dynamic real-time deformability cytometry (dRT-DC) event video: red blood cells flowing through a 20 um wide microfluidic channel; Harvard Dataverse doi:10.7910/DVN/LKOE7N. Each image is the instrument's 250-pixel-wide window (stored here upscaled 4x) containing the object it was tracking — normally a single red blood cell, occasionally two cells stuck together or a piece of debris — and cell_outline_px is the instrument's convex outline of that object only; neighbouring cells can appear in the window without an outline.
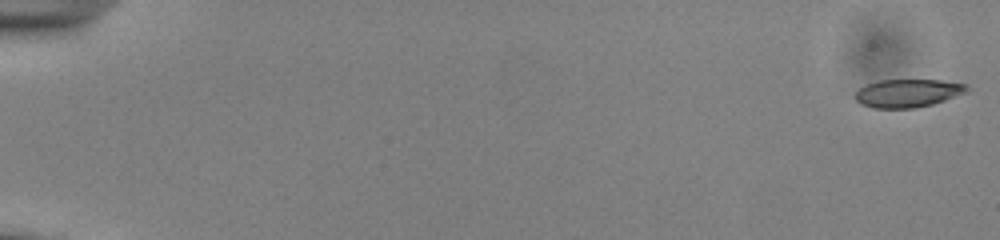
{"species": "common noctule bat (a hibernating species)", "species_latin": "Nyctalus noctula", "temperature_condition": "cold", "stored_images_in_passage": 55, "camera_frame_rate_fps": 3000, "um_per_image_px": 0.085, "animal": {"sex": "male", "body_mass_g": 13.0, "forearm_length_mm": 53.1}, "frame": {"image": 1, "passage_image": 1, "time_ms": 0.0, "image_size_px": [1000, 240], "cell_outline_px": [[968, 92], [932, 104], [916, 108], [872, 108], [860, 104], [856, 100], [856, 92], [860, 88], [868, 84], [880, 80], [940, 80], [968, 84]], "centroid_in_image_um": [77.18, 7.92], "position_along_channel_um": 7.8, "area_um2": 18.26}}
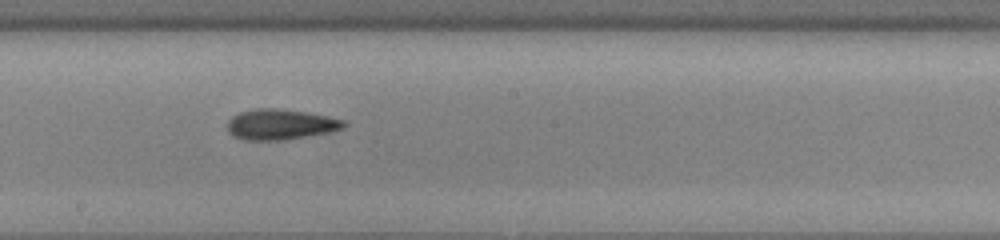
{"frame": {"image": 2, "passage_image": 32, "time_ms": 10.333, "image_size_px": [1000, 240], "cell_outline_px": [[348, 124], [344, 128], [332, 132], [284, 140], [244, 140], [232, 136], [228, 132], [228, 120], [232, 116], [240, 112], [256, 108], [272, 108], [304, 112], [328, 116], [348, 120]], "centroid_in_image_um": [23.88, 10.58], "position_along_channel_um": 224.3, "area_um2": 20.92}}
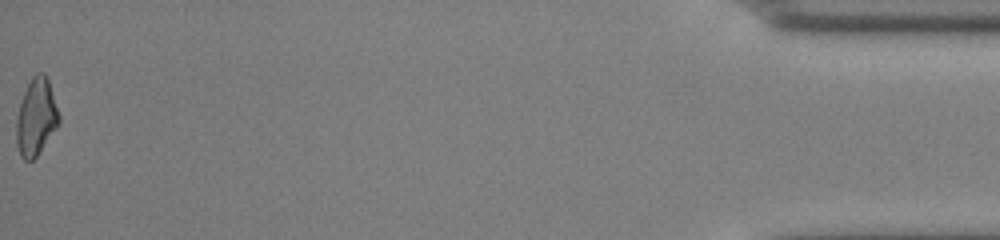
{"frame": {"image": 3, "passage_image": 55, "time_ms": 18.0, "image_size_px": [1000, 240], "cell_outline_px": [[60, 124], [36, 156], [32, 160], [24, 160], [20, 156], [16, 144], [16, 116], [24, 92], [32, 76], [36, 72], [44, 72], [48, 80], [60, 116]], "centroid_in_image_um": [3.07, 9.96], "position_along_channel_um": 432.1, "area_um2": 19.13}, "authors_computed_cell_mechanics": {"area_um2": 19.7098, "velocity_mm_per_s": 3.8715, "shape_relaxation_time_tau1_ms": 5.7669, "shape_relaxation_time_tau2_ms": 2.6438, "deformation_change_tau1": 0.1778, "deformation_change_tau2": 0.1074}}